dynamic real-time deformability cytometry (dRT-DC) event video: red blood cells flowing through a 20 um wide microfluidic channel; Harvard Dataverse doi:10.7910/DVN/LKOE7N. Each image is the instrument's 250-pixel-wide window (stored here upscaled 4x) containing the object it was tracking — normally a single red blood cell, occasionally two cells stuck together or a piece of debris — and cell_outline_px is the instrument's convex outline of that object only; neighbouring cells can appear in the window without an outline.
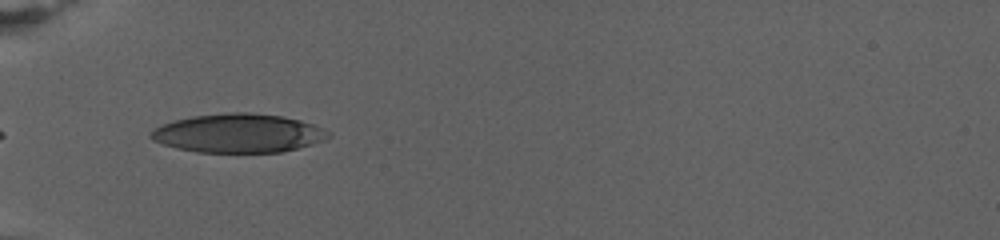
{"species": "human", "species_latin": "Homo sapiens", "temperature_condition": "warm", "stored_images_in_passage": 25, "camera_frame_rate_fps": 3000, "um_per_image_px": 0.085, "donor": {"sex": "female"}, "frame": {"image": 1, "passage_image": 2, "time_ms": 0.667, "image_size_px": [1000, 240], "cell_outline_px": [[332, 136], [324, 140], [312, 144], [280, 152], [196, 152], [176, 148], [152, 140], [148, 136], [148, 132], [164, 124], [176, 120], [192, 116], [224, 112], [248, 112], [284, 116], [300, 120], [312, 124], [332, 132]], "centroid_in_image_um": [20.27, 11.32], "position_along_channel_um": 64.7, "area_um2": 40.23}}
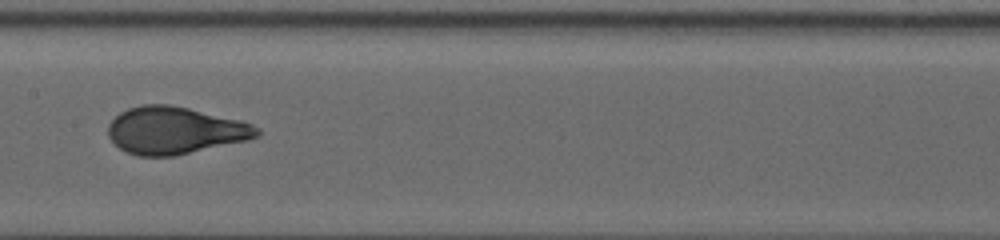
{"frame": {"image": 2, "passage_image": 10, "time_ms": 5.667, "image_size_px": [1000, 240], "cell_outline_px": [[260, 136], [248, 140], [172, 156], [140, 156], [128, 152], [120, 148], [108, 136], [108, 124], [120, 112], [128, 108], [144, 104], [168, 104], [188, 108], [240, 120], [252, 124], [260, 128]], "centroid_in_image_um": [14.88, 11.08], "position_along_channel_um": 192.5, "area_um2": 40.75}}
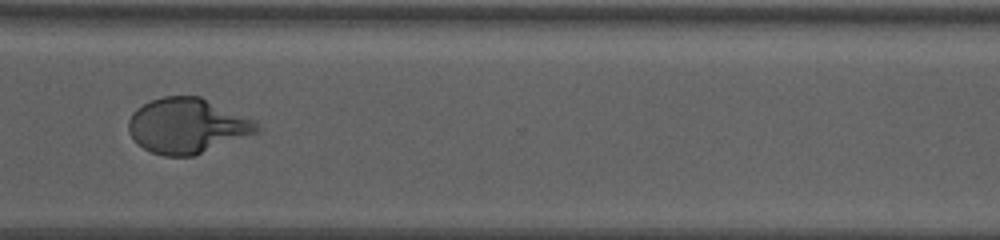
{"frame": {"image": 3, "passage_image": 20, "time_ms": 11.667, "image_size_px": [1000, 240], "cell_outline_px": [[260, 132], [192, 156], [164, 156], [152, 152], [144, 148], [128, 132], [128, 120], [132, 112], [136, 108], [152, 100], [164, 96], [200, 96], [256, 120], [260, 128]], "centroid_in_image_um": [15.93, 10.68], "position_along_channel_um": 354.7, "area_um2": 41.21}, "authors_computed_cell_mechanics": {"area_um2": 40.6912, "velocity_mm_per_s": 2.7056, "shape_relaxation_time_tau1_ms": 5.6163, "shape_relaxation_time_tau2_ms": null, "deformation_change_tau1": 0.2359, "deformation_change_tau2": null}}